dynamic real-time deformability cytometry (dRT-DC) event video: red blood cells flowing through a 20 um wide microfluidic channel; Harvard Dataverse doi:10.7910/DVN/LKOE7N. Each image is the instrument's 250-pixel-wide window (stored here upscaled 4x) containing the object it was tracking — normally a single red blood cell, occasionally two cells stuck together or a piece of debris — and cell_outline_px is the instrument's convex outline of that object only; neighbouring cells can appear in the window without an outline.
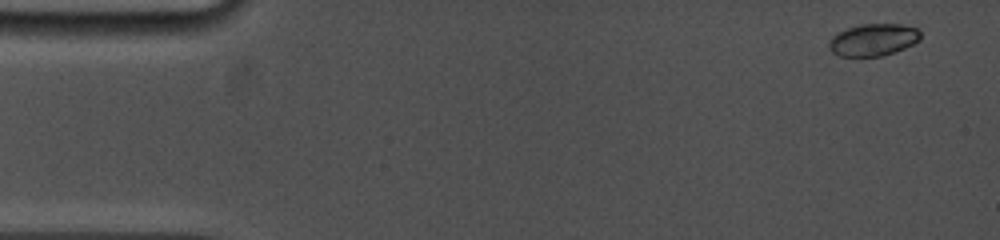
{"species": "common noctule bat (a hibernating species)", "species_latin": "Nyctalus noctula", "temperature_condition": "cold", "stored_images_in_passage": 9, "camera_frame_rate_fps": 5000, "um_per_image_px": 0.085, "animal": {"sex": "female", "body_mass_g": 19.0, "forearm_length_mm": 53.3}, "frame": {"image": 1, "passage_image": 1, "time_ms": 0.0, "image_size_px": [1000, 240], "cell_outline_px": [[920, 40], [904, 48], [880, 56], [840, 56], [832, 52], [828, 48], [828, 44], [832, 36], [848, 28], [860, 24], [900, 24], [920, 28]], "centroid_in_image_um": [74.23, 3.37], "position_along_channel_um": 10.8, "area_um2": 17.05}}
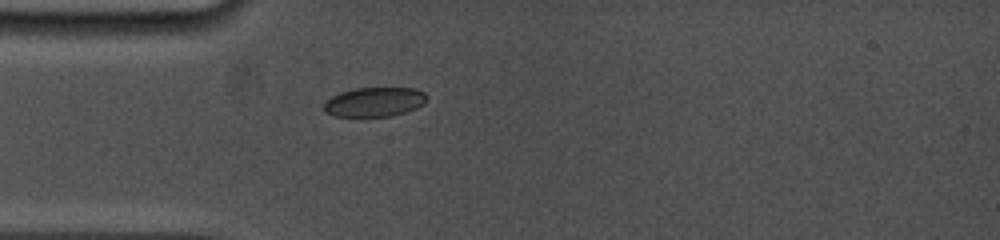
{"frame": {"image": 2, "passage_image": 6, "time_ms": 4.0, "image_size_px": [1000, 240], "cell_outline_px": [[428, 96], [424, 104], [416, 108], [392, 116], [336, 116], [324, 112], [324, 100], [340, 92], [356, 88], [416, 88], [424, 92]], "centroid_in_image_um": [31.83, 8.66], "position_along_channel_um": 53.2, "area_um2": 17.69}}
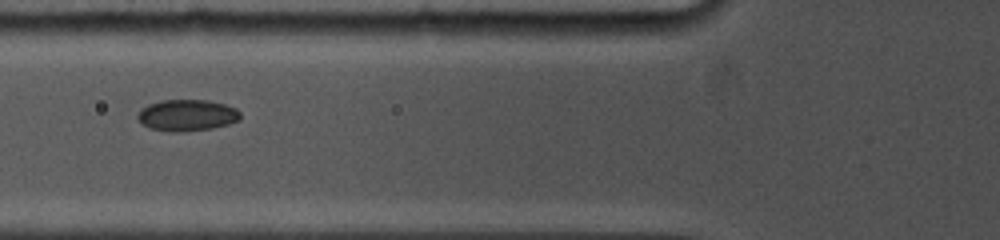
{"frame": {"image": 3, "passage_image": 8, "time_ms": 5.6, "image_size_px": [1000, 240], "cell_outline_px": [[240, 120], [228, 124], [212, 128], [184, 132], [172, 132], [148, 128], [136, 116], [140, 108], [148, 104], [164, 100], [208, 100], [224, 104], [236, 108], [240, 112]], "centroid_in_image_um": [15.89, 9.8], "position_along_channel_um": 109.9, "area_um2": 18.9}}